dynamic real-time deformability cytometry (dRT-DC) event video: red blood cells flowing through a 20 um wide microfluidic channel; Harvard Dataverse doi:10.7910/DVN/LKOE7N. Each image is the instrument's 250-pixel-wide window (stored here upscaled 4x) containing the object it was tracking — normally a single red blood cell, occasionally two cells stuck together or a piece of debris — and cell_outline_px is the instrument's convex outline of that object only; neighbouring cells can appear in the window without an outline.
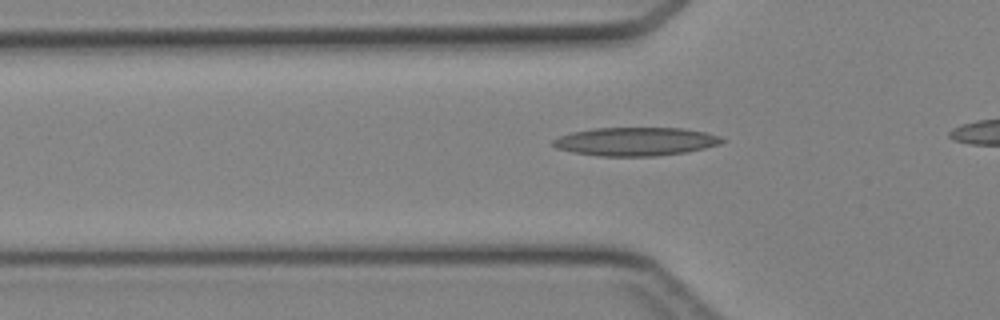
{"species": "Egyptian fruit bat (a non-hibernating species)", "species_latin": "Rousettus aegyptiacus", "temperature_condition": "cold", "stored_images_in_passage": 30, "camera_frame_rate_fps": 3000, "um_per_image_px": 0.085, "animal": {"sex": "female"}, "frame": {"image": 1, "passage_image": 8, "time_ms": 2.333, "image_size_px": [1000, 320], "cell_outline_px": [[728, 140], [720, 144], [688, 152], [656, 156], [600, 156], [572, 152], [556, 148], [552, 144], [552, 140], [560, 136], [572, 132], [592, 128], [684, 128], [704, 132], [720, 136]], "centroid_in_image_um": [54.05, 12.03], "position_along_channel_um": 71.8, "area_um2": 28.15}}
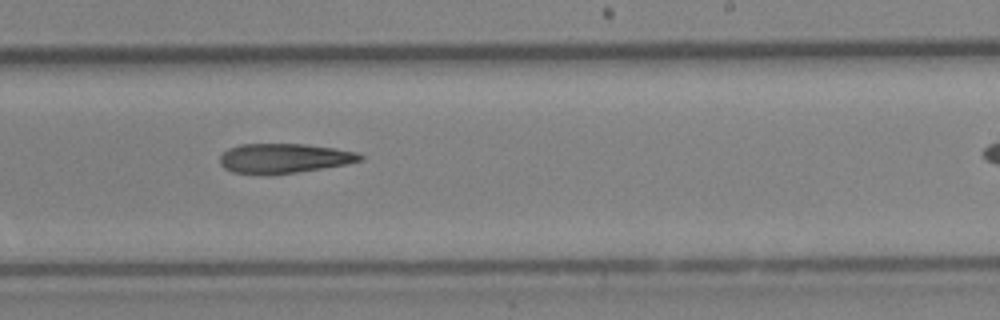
{"frame": {"image": 2, "passage_image": 21, "time_ms": 6.667, "image_size_px": [1000, 320], "cell_outline_px": [[364, 160], [344, 164], [296, 172], [260, 176], [232, 172], [224, 168], [220, 164], [220, 156], [228, 148], [240, 144], [304, 144], [332, 148], [356, 152], [364, 156]], "centroid_in_image_um": [24.07, 13.47], "position_along_channel_um": 264.9, "area_um2": 24.28}}
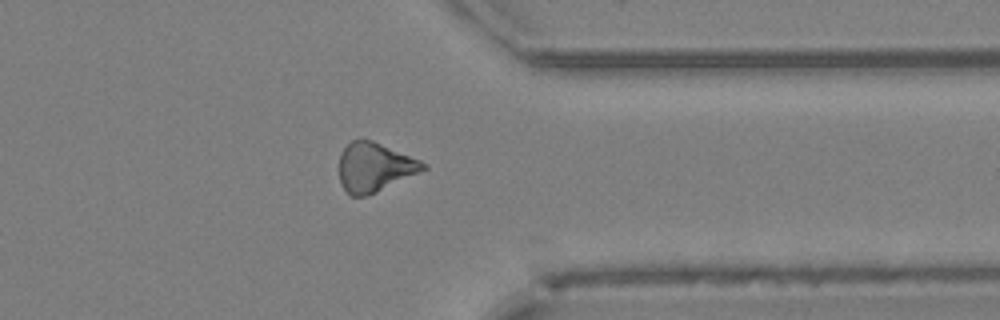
{"frame": {"image": 3, "passage_image": 29, "time_ms": 9.333, "image_size_px": [1000, 320], "cell_outline_px": [[428, 168], [368, 196], [352, 196], [344, 188], [340, 180], [340, 152], [352, 140], [372, 140], [420, 160], [428, 164]], "centroid_in_image_um": [31.84, 14.21], "position_along_channel_um": 379.6, "area_um2": 23.7}}